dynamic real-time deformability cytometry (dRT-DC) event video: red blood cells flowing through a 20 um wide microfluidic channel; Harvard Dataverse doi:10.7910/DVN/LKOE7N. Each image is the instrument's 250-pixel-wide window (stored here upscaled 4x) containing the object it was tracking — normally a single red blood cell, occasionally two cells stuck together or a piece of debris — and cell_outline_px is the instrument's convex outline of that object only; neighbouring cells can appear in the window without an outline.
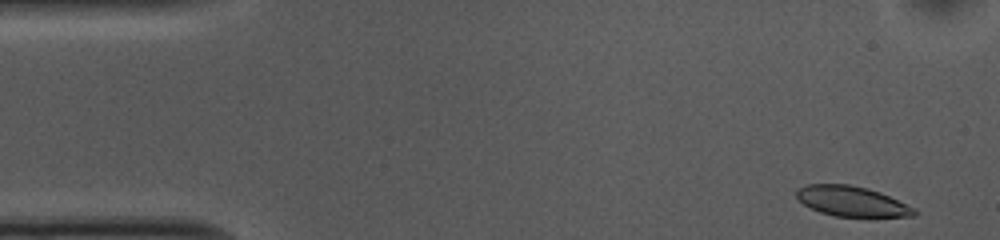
{"species": "common noctule bat (a hibernating species)", "species_latin": "Nyctalus noctula", "temperature_condition": "cold", "stored_images_in_passage": 51, "camera_frame_rate_fps": 3000, "um_per_image_px": 0.085, "animal": {"sex": "female", "body_mass_g": 10.0, "forearm_length_mm": 53.1}, "frame": {"image": 1, "passage_image": 1, "time_ms": 0.0, "image_size_px": [1000, 240], "cell_outline_px": [[916, 216], [832, 216], [820, 212], [804, 204], [796, 196], [796, 188], [808, 184], [848, 184], [868, 188], [880, 192], [916, 208]], "centroid_in_image_um": [72.39, 17.1], "position_along_channel_um": 12.6, "area_um2": 20.58}}
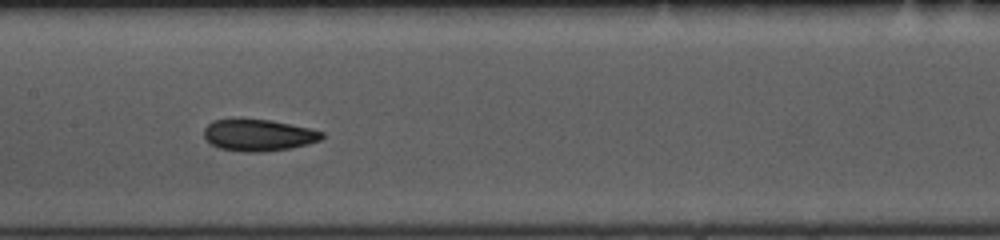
{"frame": {"image": 2, "passage_image": 23, "time_ms": 7.333, "image_size_px": [1000, 240], "cell_outline_px": [[324, 136], [320, 140], [308, 144], [292, 148], [260, 152], [244, 152], [220, 148], [204, 140], [204, 128], [212, 120], [240, 116], [268, 120], [308, 128], [324, 132]], "centroid_in_image_um": [21.9, 11.45], "position_along_channel_um": 185.5, "area_um2": 22.31}}
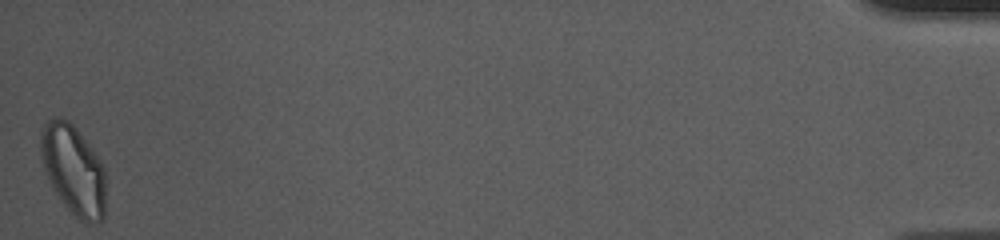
{"frame": {"image": 3, "passage_image": 51, "time_ms": 16.667, "image_size_px": [1000, 240], "cell_outline_px": [[104, 220], [100, 224], [84, 224], [64, 204], [52, 188], [44, 168], [40, 156], [40, 132], [44, 124], [52, 116], [56, 116], [68, 120], [76, 128], [92, 148], [100, 160], [104, 168]], "centroid_in_image_um": [6.23, 14.44], "position_along_channel_um": 429.0, "area_um2": 34.22}, "authors_computed_cell_mechanics": {"area_um2": 22.253, "velocity_mm_per_s": 3.6709, "shape_relaxation_time_tau1_ms": 4.6999, "shape_relaxation_time_tau2_ms": 5.1798, "deformation_change_tau1": 0.117, "deformation_change_tau2": 0.0996}}